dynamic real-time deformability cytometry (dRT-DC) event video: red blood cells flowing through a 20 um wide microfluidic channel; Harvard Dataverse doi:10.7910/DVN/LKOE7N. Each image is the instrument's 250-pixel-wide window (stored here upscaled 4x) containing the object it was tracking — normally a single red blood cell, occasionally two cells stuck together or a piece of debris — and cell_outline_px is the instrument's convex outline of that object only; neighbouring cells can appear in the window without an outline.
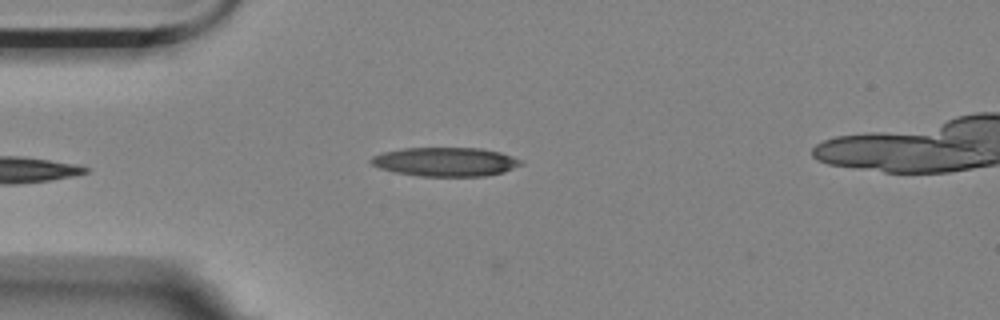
{"species": "Egyptian fruit bat (a non-hibernating species)", "species_latin": "Rousettus aegyptiacus", "temperature_condition": "room temperature", "stored_images_in_passage": 3, "camera_frame_rate_fps": 3000, "um_per_image_px": 0.085, "animal": {"sex": "female"}, "frame": {"image": 1, "passage_image": 3, "time_ms": 0.667, "image_size_px": [1000, 320], "cell_outline_px": [[524, 164], [504, 172], [484, 176], [420, 176], [392, 172], [380, 168], [372, 164], [368, 160], [372, 156], [384, 152], [404, 148], [480, 148], [500, 152], [524, 160]], "centroid_in_image_um": [37.88, 13.75], "position_along_channel_um": 47.1, "area_um2": 25.43}}